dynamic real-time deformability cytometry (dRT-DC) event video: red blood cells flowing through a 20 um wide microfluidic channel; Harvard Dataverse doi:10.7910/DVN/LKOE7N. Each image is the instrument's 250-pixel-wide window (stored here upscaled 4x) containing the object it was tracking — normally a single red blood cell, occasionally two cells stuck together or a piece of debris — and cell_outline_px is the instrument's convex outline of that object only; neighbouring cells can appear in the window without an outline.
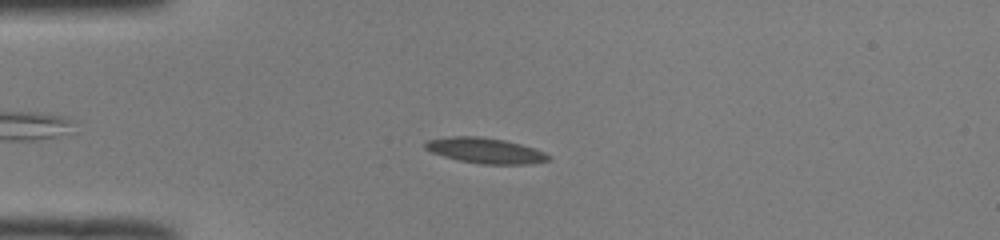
{"species": "common noctule bat (a hibernating species)", "species_latin": "Nyctalus noctula", "temperature_condition": "room temperature", "stored_images_in_passage": 48, "camera_frame_rate_fps": 3000, "um_per_image_px": 0.085, "animal": {"sex": "male", "body_mass_g": 19.0, "forearm_length_mm": 50.8}, "frame": {"image": 1, "passage_image": 10, "time_ms": 3.0, "image_size_px": [1000, 240], "cell_outline_px": [[552, 156], [548, 160], [528, 164], [480, 164], [460, 160], [444, 156], [432, 152], [424, 148], [424, 144], [428, 140], [448, 136], [480, 136], [504, 140], [520, 144], [544, 152]], "centroid_in_image_um": [41.23, 12.79], "position_along_channel_um": 43.8, "area_um2": 18.15}}
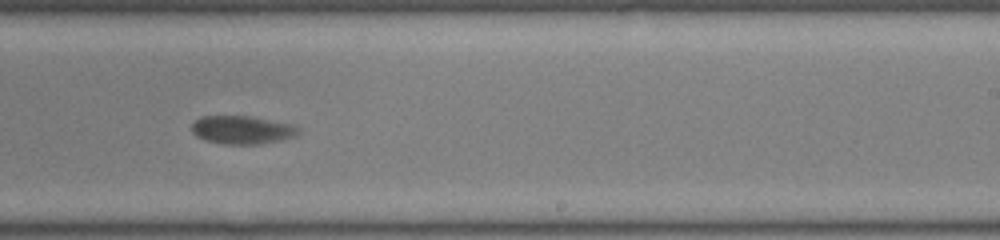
{"frame": {"image": 2, "passage_image": 29, "time_ms": 9.333, "image_size_px": [1000, 240], "cell_outline_px": [[300, 132], [296, 136], [280, 140], [260, 144], [224, 144], [204, 140], [196, 136], [192, 132], [192, 124], [200, 116], [248, 116], [292, 124], [300, 128]], "centroid_in_image_um": [20.58, 11.04], "position_along_channel_um": 268.4, "area_um2": 17.57}}
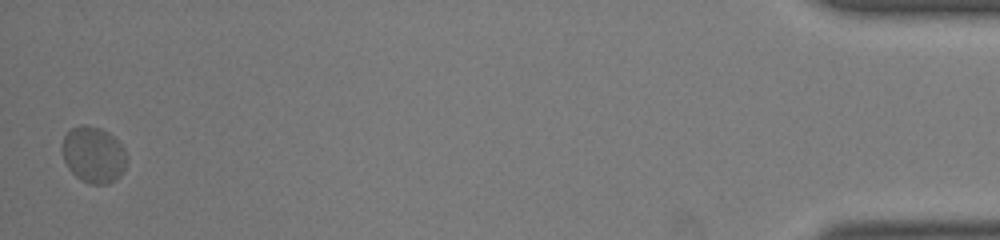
{"frame": {"image": 3, "passage_image": 48, "time_ms": 15.667, "image_size_px": [1000, 240], "cell_outline_px": [[128, 160], [120, 176], [116, 180], [108, 184], [88, 184], [80, 180], [68, 168], [64, 160], [60, 148], [64, 136], [72, 128], [80, 124], [88, 124], [100, 128], [108, 132], [124, 148]], "centroid_in_image_um": [7.93, 13.15], "position_along_channel_um": 427.3, "area_um2": 21.5}}